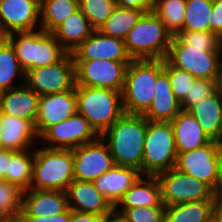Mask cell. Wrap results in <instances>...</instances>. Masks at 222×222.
Returning a JSON list of instances; mask_svg holds the SVG:
<instances>
[{
  "label": "cell",
  "instance_id": "6da1fadb",
  "mask_svg": "<svg viewBox=\"0 0 222 222\" xmlns=\"http://www.w3.org/2000/svg\"><path fill=\"white\" fill-rule=\"evenodd\" d=\"M147 124L148 120L143 115L124 113L101 135L115 165L133 167L142 173Z\"/></svg>",
  "mask_w": 222,
  "mask_h": 222
},
{
  "label": "cell",
  "instance_id": "7a4b0ae2",
  "mask_svg": "<svg viewBox=\"0 0 222 222\" xmlns=\"http://www.w3.org/2000/svg\"><path fill=\"white\" fill-rule=\"evenodd\" d=\"M162 71L163 59L132 60L128 64L121 91L124 113L143 115L149 109Z\"/></svg>",
  "mask_w": 222,
  "mask_h": 222
},
{
  "label": "cell",
  "instance_id": "3957f363",
  "mask_svg": "<svg viewBox=\"0 0 222 222\" xmlns=\"http://www.w3.org/2000/svg\"><path fill=\"white\" fill-rule=\"evenodd\" d=\"M75 94L77 113L88 120L99 136L124 114L120 91L75 85Z\"/></svg>",
  "mask_w": 222,
  "mask_h": 222
},
{
  "label": "cell",
  "instance_id": "277c9868",
  "mask_svg": "<svg viewBox=\"0 0 222 222\" xmlns=\"http://www.w3.org/2000/svg\"><path fill=\"white\" fill-rule=\"evenodd\" d=\"M172 37L164 23L152 11L141 16L124 42L132 60H158L166 58Z\"/></svg>",
  "mask_w": 222,
  "mask_h": 222
},
{
  "label": "cell",
  "instance_id": "5b68a950",
  "mask_svg": "<svg viewBox=\"0 0 222 222\" xmlns=\"http://www.w3.org/2000/svg\"><path fill=\"white\" fill-rule=\"evenodd\" d=\"M5 38L13 46L25 72L55 64L68 53L51 32L40 28L30 32L12 33Z\"/></svg>",
  "mask_w": 222,
  "mask_h": 222
},
{
  "label": "cell",
  "instance_id": "8992f818",
  "mask_svg": "<svg viewBox=\"0 0 222 222\" xmlns=\"http://www.w3.org/2000/svg\"><path fill=\"white\" fill-rule=\"evenodd\" d=\"M73 165L71 149L37 148L30 189L66 191L74 180Z\"/></svg>",
  "mask_w": 222,
  "mask_h": 222
},
{
  "label": "cell",
  "instance_id": "52a82bcc",
  "mask_svg": "<svg viewBox=\"0 0 222 222\" xmlns=\"http://www.w3.org/2000/svg\"><path fill=\"white\" fill-rule=\"evenodd\" d=\"M177 154L171 123L148 121L142 161L143 175L156 176L175 168Z\"/></svg>",
  "mask_w": 222,
  "mask_h": 222
},
{
  "label": "cell",
  "instance_id": "ba28073f",
  "mask_svg": "<svg viewBox=\"0 0 222 222\" xmlns=\"http://www.w3.org/2000/svg\"><path fill=\"white\" fill-rule=\"evenodd\" d=\"M166 59L195 78L216 79L222 63V48L192 47L173 36Z\"/></svg>",
  "mask_w": 222,
  "mask_h": 222
},
{
  "label": "cell",
  "instance_id": "9c48e42d",
  "mask_svg": "<svg viewBox=\"0 0 222 222\" xmlns=\"http://www.w3.org/2000/svg\"><path fill=\"white\" fill-rule=\"evenodd\" d=\"M165 206L192 201L216 200V192L205 182L171 168L156 175Z\"/></svg>",
  "mask_w": 222,
  "mask_h": 222
},
{
  "label": "cell",
  "instance_id": "30bf717a",
  "mask_svg": "<svg viewBox=\"0 0 222 222\" xmlns=\"http://www.w3.org/2000/svg\"><path fill=\"white\" fill-rule=\"evenodd\" d=\"M221 145L214 140L195 150L177 154L175 168L208 184L218 197Z\"/></svg>",
  "mask_w": 222,
  "mask_h": 222
},
{
  "label": "cell",
  "instance_id": "8fae6325",
  "mask_svg": "<svg viewBox=\"0 0 222 222\" xmlns=\"http://www.w3.org/2000/svg\"><path fill=\"white\" fill-rule=\"evenodd\" d=\"M24 83L39 96L71 90L75 86L72 53H67L55 64L27 70Z\"/></svg>",
  "mask_w": 222,
  "mask_h": 222
},
{
  "label": "cell",
  "instance_id": "7c38bea8",
  "mask_svg": "<svg viewBox=\"0 0 222 222\" xmlns=\"http://www.w3.org/2000/svg\"><path fill=\"white\" fill-rule=\"evenodd\" d=\"M75 85L122 91L126 70L131 61L105 59L74 60Z\"/></svg>",
  "mask_w": 222,
  "mask_h": 222
},
{
  "label": "cell",
  "instance_id": "4fadbf2b",
  "mask_svg": "<svg viewBox=\"0 0 222 222\" xmlns=\"http://www.w3.org/2000/svg\"><path fill=\"white\" fill-rule=\"evenodd\" d=\"M98 137L99 135L90 126L88 120L78 113L49 126L39 136L41 142L43 140L45 144L49 143L45 147L51 149H74L95 141Z\"/></svg>",
  "mask_w": 222,
  "mask_h": 222
},
{
  "label": "cell",
  "instance_id": "5bb4252c",
  "mask_svg": "<svg viewBox=\"0 0 222 222\" xmlns=\"http://www.w3.org/2000/svg\"><path fill=\"white\" fill-rule=\"evenodd\" d=\"M71 150L74 156V180L93 182L115 165L109 147L101 136Z\"/></svg>",
  "mask_w": 222,
  "mask_h": 222
},
{
  "label": "cell",
  "instance_id": "9a60e30c",
  "mask_svg": "<svg viewBox=\"0 0 222 222\" xmlns=\"http://www.w3.org/2000/svg\"><path fill=\"white\" fill-rule=\"evenodd\" d=\"M39 25L40 0H0V37L35 31Z\"/></svg>",
  "mask_w": 222,
  "mask_h": 222
},
{
  "label": "cell",
  "instance_id": "2e32d148",
  "mask_svg": "<svg viewBox=\"0 0 222 222\" xmlns=\"http://www.w3.org/2000/svg\"><path fill=\"white\" fill-rule=\"evenodd\" d=\"M77 113L75 86L68 91L42 95L39 98L35 128L40 136L49 126L64 121Z\"/></svg>",
  "mask_w": 222,
  "mask_h": 222
},
{
  "label": "cell",
  "instance_id": "e0dca14e",
  "mask_svg": "<svg viewBox=\"0 0 222 222\" xmlns=\"http://www.w3.org/2000/svg\"><path fill=\"white\" fill-rule=\"evenodd\" d=\"M72 55L74 60L132 61L124 40L104 35L99 30H94Z\"/></svg>",
  "mask_w": 222,
  "mask_h": 222
},
{
  "label": "cell",
  "instance_id": "ac0fdd59",
  "mask_svg": "<svg viewBox=\"0 0 222 222\" xmlns=\"http://www.w3.org/2000/svg\"><path fill=\"white\" fill-rule=\"evenodd\" d=\"M37 139L39 141L35 125L30 120L0 112L1 148L12 151L28 150L35 146Z\"/></svg>",
  "mask_w": 222,
  "mask_h": 222
},
{
  "label": "cell",
  "instance_id": "d6986e66",
  "mask_svg": "<svg viewBox=\"0 0 222 222\" xmlns=\"http://www.w3.org/2000/svg\"><path fill=\"white\" fill-rule=\"evenodd\" d=\"M66 193L72 211L104 216L114 208L111 202L95 188L93 182L73 180Z\"/></svg>",
  "mask_w": 222,
  "mask_h": 222
},
{
  "label": "cell",
  "instance_id": "ffe728a7",
  "mask_svg": "<svg viewBox=\"0 0 222 222\" xmlns=\"http://www.w3.org/2000/svg\"><path fill=\"white\" fill-rule=\"evenodd\" d=\"M68 209L66 191L29 189L23 193L20 216H52Z\"/></svg>",
  "mask_w": 222,
  "mask_h": 222
},
{
  "label": "cell",
  "instance_id": "44dd1931",
  "mask_svg": "<svg viewBox=\"0 0 222 222\" xmlns=\"http://www.w3.org/2000/svg\"><path fill=\"white\" fill-rule=\"evenodd\" d=\"M39 98L34 90L22 84L0 93V112L30 120L35 125Z\"/></svg>",
  "mask_w": 222,
  "mask_h": 222
},
{
  "label": "cell",
  "instance_id": "7402d4cb",
  "mask_svg": "<svg viewBox=\"0 0 222 222\" xmlns=\"http://www.w3.org/2000/svg\"><path fill=\"white\" fill-rule=\"evenodd\" d=\"M141 176L142 173L136 168L114 165L93 183L95 188L115 206Z\"/></svg>",
  "mask_w": 222,
  "mask_h": 222
},
{
  "label": "cell",
  "instance_id": "603a6c76",
  "mask_svg": "<svg viewBox=\"0 0 222 222\" xmlns=\"http://www.w3.org/2000/svg\"><path fill=\"white\" fill-rule=\"evenodd\" d=\"M180 111V101L174 96L168 74L163 70L157 76L154 98L143 116L151 122H170Z\"/></svg>",
  "mask_w": 222,
  "mask_h": 222
},
{
  "label": "cell",
  "instance_id": "cb8c5ba5",
  "mask_svg": "<svg viewBox=\"0 0 222 222\" xmlns=\"http://www.w3.org/2000/svg\"><path fill=\"white\" fill-rule=\"evenodd\" d=\"M140 177L118 201L114 208L123 213L136 207L165 206L162 202L161 187L156 176ZM118 207L121 209H118Z\"/></svg>",
  "mask_w": 222,
  "mask_h": 222
},
{
  "label": "cell",
  "instance_id": "d4e9b609",
  "mask_svg": "<svg viewBox=\"0 0 222 222\" xmlns=\"http://www.w3.org/2000/svg\"><path fill=\"white\" fill-rule=\"evenodd\" d=\"M177 153L195 150L211 139L189 111L181 110L171 121Z\"/></svg>",
  "mask_w": 222,
  "mask_h": 222
},
{
  "label": "cell",
  "instance_id": "484cf974",
  "mask_svg": "<svg viewBox=\"0 0 222 222\" xmlns=\"http://www.w3.org/2000/svg\"><path fill=\"white\" fill-rule=\"evenodd\" d=\"M93 31L94 29L89 20L82 11L78 9L51 33L68 53H72L92 35Z\"/></svg>",
  "mask_w": 222,
  "mask_h": 222
},
{
  "label": "cell",
  "instance_id": "4316f807",
  "mask_svg": "<svg viewBox=\"0 0 222 222\" xmlns=\"http://www.w3.org/2000/svg\"><path fill=\"white\" fill-rule=\"evenodd\" d=\"M188 111L195 117L203 132L211 140H219V130L222 123V99L216 91Z\"/></svg>",
  "mask_w": 222,
  "mask_h": 222
},
{
  "label": "cell",
  "instance_id": "83f0119b",
  "mask_svg": "<svg viewBox=\"0 0 222 222\" xmlns=\"http://www.w3.org/2000/svg\"><path fill=\"white\" fill-rule=\"evenodd\" d=\"M215 201H192L166 206L165 222H211V212Z\"/></svg>",
  "mask_w": 222,
  "mask_h": 222
},
{
  "label": "cell",
  "instance_id": "f1b7e54d",
  "mask_svg": "<svg viewBox=\"0 0 222 222\" xmlns=\"http://www.w3.org/2000/svg\"><path fill=\"white\" fill-rule=\"evenodd\" d=\"M78 9V0H40V29L52 32Z\"/></svg>",
  "mask_w": 222,
  "mask_h": 222
},
{
  "label": "cell",
  "instance_id": "f546056e",
  "mask_svg": "<svg viewBox=\"0 0 222 222\" xmlns=\"http://www.w3.org/2000/svg\"><path fill=\"white\" fill-rule=\"evenodd\" d=\"M33 165L34 149L15 151L8 161L6 181L15 184L23 191L29 190L33 178Z\"/></svg>",
  "mask_w": 222,
  "mask_h": 222
},
{
  "label": "cell",
  "instance_id": "4dcf8cb0",
  "mask_svg": "<svg viewBox=\"0 0 222 222\" xmlns=\"http://www.w3.org/2000/svg\"><path fill=\"white\" fill-rule=\"evenodd\" d=\"M142 10L116 6L112 15L101 26L99 31L104 35L125 40L128 32L144 14Z\"/></svg>",
  "mask_w": 222,
  "mask_h": 222
},
{
  "label": "cell",
  "instance_id": "1f68e13d",
  "mask_svg": "<svg viewBox=\"0 0 222 222\" xmlns=\"http://www.w3.org/2000/svg\"><path fill=\"white\" fill-rule=\"evenodd\" d=\"M17 74L25 80V71L20 65L13 46L5 37H0V93L19 87V84L14 86Z\"/></svg>",
  "mask_w": 222,
  "mask_h": 222
},
{
  "label": "cell",
  "instance_id": "d6a6232c",
  "mask_svg": "<svg viewBox=\"0 0 222 222\" xmlns=\"http://www.w3.org/2000/svg\"><path fill=\"white\" fill-rule=\"evenodd\" d=\"M24 191L4 179H0V222H16L20 219Z\"/></svg>",
  "mask_w": 222,
  "mask_h": 222
},
{
  "label": "cell",
  "instance_id": "836d02e7",
  "mask_svg": "<svg viewBox=\"0 0 222 222\" xmlns=\"http://www.w3.org/2000/svg\"><path fill=\"white\" fill-rule=\"evenodd\" d=\"M213 8L212 0H186L185 19L182 30L209 31V16Z\"/></svg>",
  "mask_w": 222,
  "mask_h": 222
},
{
  "label": "cell",
  "instance_id": "e575fe53",
  "mask_svg": "<svg viewBox=\"0 0 222 222\" xmlns=\"http://www.w3.org/2000/svg\"><path fill=\"white\" fill-rule=\"evenodd\" d=\"M186 0H166L159 4L153 12L164 23L172 36H176L183 28Z\"/></svg>",
  "mask_w": 222,
  "mask_h": 222
},
{
  "label": "cell",
  "instance_id": "d590c367",
  "mask_svg": "<svg viewBox=\"0 0 222 222\" xmlns=\"http://www.w3.org/2000/svg\"><path fill=\"white\" fill-rule=\"evenodd\" d=\"M79 9L89 20L94 30H99L112 15L116 3L114 0H78Z\"/></svg>",
  "mask_w": 222,
  "mask_h": 222
},
{
  "label": "cell",
  "instance_id": "8d00e7d4",
  "mask_svg": "<svg viewBox=\"0 0 222 222\" xmlns=\"http://www.w3.org/2000/svg\"><path fill=\"white\" fill-rule=\"evenodd\" d=\"M163 70L168 74L174 96L181 101L197 78L187 71L173 66L166 58L163 59Z\"/></svg>",
  "mask_w": 222,
  "mask_h": 222
},
{
  "label": "cell",
  "instance_id": "74e56055",
  "mask_svg": "<svg viewBox=\"0 0 222 222\" xmlns=\"http://www.w3.org/2000/svg\"><path fill=\"white\" fill-rule=\"evenodd\" d=\"M216 91V79L197 78L191 89L180 101L181 110L188 111L202 99L212 95Z\"/></svg>",
  "mask_w": 222,
  "mask_h": 222
},
{
  "label": "cell",
  "instance_id": "f35d334b",
  "mask_svg": "<svg viewBox=\"0 0 222 222\" xmlns=\"http://www.w3.org/2000/svg\"><path fill=\"white\" fill-rule=\"evenodd\" d=\"M176 37L184 44L197 48H222V41L210 31L181 30Z\"/></svg>",
  "mask_w": 222,
  "mask_h": 222
},
{
  "label": "cell",
  "instance_id": "ab89813d",
  "mask_svg": "<svg viewBox=\"0 0 222 222\" xmlns=\"http://www.w3.org/2000/svg\"><path fill=\"white\" fill-rule=\"evenodd\" d=\"M166 206L136 207L122 214L128 222H165Z\"/></svg>",
  "mask_w": 222,
  "mask_h": 222
},
{
  "label": "cell",
  "instance_id": "60d3db41",
  "mask_svg": "<svg viewBox=\"0 0 222 222\" xmlns=\"http://www.w3.org/2000/svg\"><path fill=\"white\" fill-rule=\"evenodd\" d=\"M213 8L210 13L209 31L216 33L222 41V0H212Z\"/></svg>",
  "mask_w": 222,
  "mask_h": 222
},
{
  "label": "cell",
  "instance_id": "b9f144b4",
  "mask_svg": "<svg viewBox=\"0 0 222 222\" xmlns=\"http://www.w3.org/2000/svg\"><path fill=\"white\" fill-rule=\"evenodd\" d=\"M71 209L52 216H20L19 222H70Z\"/></svg>",
  "mask_w": 222,
  "mask_h": 222
},
{
  "label": "cell",
  "instance_id": "7bdbcfd3",
  "mask_svg": "<svg viewBox=\"0 0 222 222\" xmlns=\"http://www.w3.org/2000/svg\"><path fill=\"white\" fill-rule=\"evenodd\" d=\"M116 6L142 10L145 13L152 12L151 0H114Z\"/></svg>",
  "mask_w": 222,
  "mask_h": 222
},
{
  "label": "cell",
  "instance_id": "ee69618b",
  "mask_svg": "<svg viewBox=\"0 0 222 222\" xmlns=\"http://www.w3.org/2000/svg\"><path fill=\"white\" fill-rule=\"evenodd\" d=\"M102 216L71 210L70 222H100Z\"/></svg>",
  "mask_w": 222,
  "mask_h": 222
},
{
  "label": "cell",
  "instance_id": "f6af8a7d",
  "mask_svg": "<svg viewBox=\"0 0 222 222\" xmlns=\"http://www.w3.org/2000/svg\"><path fill=\"white\" fill-rule=\"evenodd\" d=\"M15 151L0 149V179L6 180V172H8V161Z\"/></svg>",
  "mask_w": 222,
  "mask_h": 222
},
{
  "label": "cell",
  "instance_id": "bcb514c9",
  "mask_svg": "<svg viewBox=\"0 0 222 222\" xmlns=\"http://www.w3.org/2000/svg\"><path fill=\"white\" fill-rule=\"evenodd\" d=\"M100 222H128L126 217L113 208L109 213L101 217Z\"/></svg>",
  "mask_w": 222,
  "mask_h": 222
},
{
  "label": "cell",
  "instance_id": "7dc6e473",
  "mask_svg": "<svg viewBox=\"0 0 222 222\" xmlns=\"http://www.w3.org/2000/svg\"><path fill=\"white\" fill-rule=\"evenodd\" d=\"M211 222H222V199L217 197L211 212Z\"/></svg>",
  "mask_w": 222,
  "mask_h": 222
},
{
  "label": "cell",
  "instance_id": "c3c4849f",
  "mask_svg": "<svg viewBox=\"0 0 222 222\" xmlns=\"http://www.w3.org/2000/svg\"><path fill=\"white\" fill-rule=\"evenodd\" d=\"M216 92L219 94V96L222 99V63L216 78Z\"/></svg>",
  "mask_w": 222,
  "mask_h": 222
},
{
  "label": "cell",
  "instance_id": "681fc988",
  "mask_svg": "<svg viewBox=\"0 0 222 222\" xmlns=\"http://www.w3.org/2000/svg\"><path fill=\"white\" fill-rule=\"evenodd\" d=\"M222 196V149H221V156H220V180L218 184V197Z\"/></svg>",
  "mask_w": 222,
  "mask_h": 222
},
{
  "label": "cell",
  "instance_id": "f907efd6",
  "mask_svg": "<svg viewBox=\"0 0 222 222\" xmlns=\"http://www.w3.org/2000/svg\"><path fill=\"white\" fill-rule=\"evenodd\" d=\"M166 0H151V4H152V11L162 2H164Z\"/></svg>",
  "mask_w": 222,
  "mask_h": 222
},
{
  "label": "cell",
  "instance_id": "816d5d0a",
  "mask_svg": "<svg viewBox=\"0 0 222 222\" xmlns=\"http://www.w3.org/2000/svg\"><path fill=\"white\" fill-rule=\"evenodd\" d=\"M222 147V123L219 130V140L217 141Z\"/></svg>",
  "mask_w": 222,
  "mask_h": 222
}]
</instances>
